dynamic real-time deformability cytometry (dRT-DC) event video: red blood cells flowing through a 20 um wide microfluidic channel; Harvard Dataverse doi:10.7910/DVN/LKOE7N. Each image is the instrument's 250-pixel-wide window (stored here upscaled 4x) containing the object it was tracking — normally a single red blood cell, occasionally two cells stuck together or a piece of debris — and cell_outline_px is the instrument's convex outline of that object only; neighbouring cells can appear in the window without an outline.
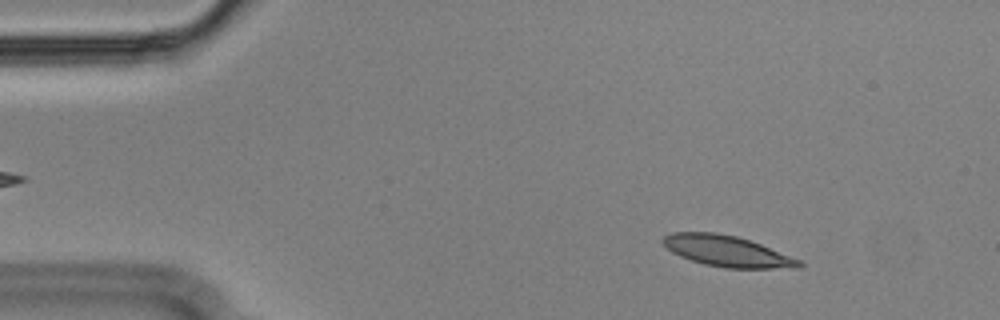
{"species": "Egyptian fruit bat (a non-hibernating species)", "species_latin": "Rousettus aegyptiacus", "temperature_condition": "cold", "stored_images_in_passage": 50, "camera_frame_rate_fps": 3000, "um_per_image_px": 0.085, "animal": {"sex": "male"}, "frame": {"image": 1, "passage_image": 7, "time_ms": 2.0, "image_size_px": [1000, 320], "cell_outline_px": [[804, 264], [800, 268], [724, 268], [704, 264], [680, 256], [672, 252], [660, 240], [664, 236], [672, 232], [716, 232], [736, 236], [760, 244], [800, 260]], "centroid_in_image_um": [61.78, 21.35], "position_along_channel_um": 23.2, "area_um2": 24.39}}
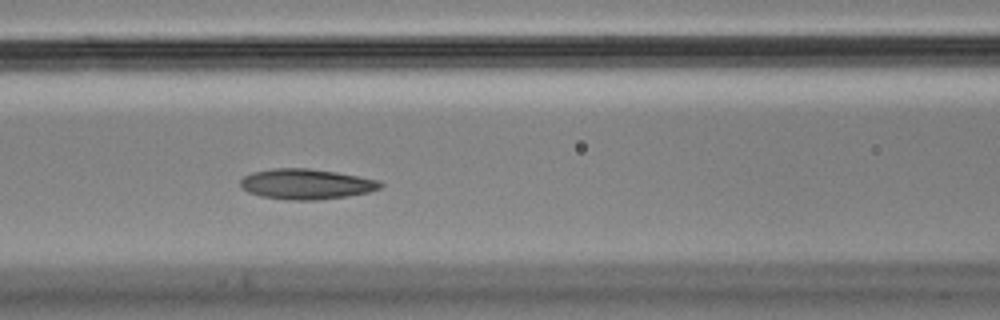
{"frame": {"image": 2, "passage_image": 23, "time_ms": 7.333, "image_size_px": [1000, 320], "cell_outline_px": [[384, 184], [380, 188], [368, 192], [348, 196], [316, 200], [288, 200], [260, 196], [248, 192], [240, 188], [240, 180], [244, 176], [252, 172], [272, 168], [308, 168], [336, 172], [380, 180]], "centroid_in_image_um": [26.01, 15.64], "position_along_channel_um": 140.6, "area_um2": 24.91}}
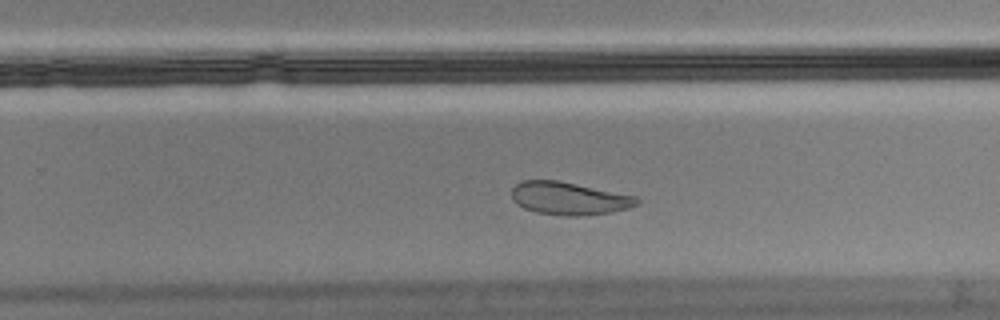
{"frame": {"image": 3, "passage_image": 35, "time_ms": 11.333, "image_size_px": [1000, 320], "cell_outline_px": [[640, 204], [628, 208], [612, 212], [580, 216], [560, 216], [536, 212], [524, 208], [516, 204], [512, 196], [512, 188], [516, 184], [524, 180], [556, 180], [636, 196], [640, 200]], "centroid_in_image_um": [48.37, 16.88], "position_along_channel_um": 281.4, "area_um2": 23.93}, "authors_computed_cell_mechanics": {"area_um2": 24.4783, "velocity_mm_per_s": 3.5303, "shape_relaxation_time_tau1_ms": null, "shape_relaxation_time_tau2_ms": 3.4012, "deformation_change_tau1": null, "deformation_change_tau2": 0.0803}}